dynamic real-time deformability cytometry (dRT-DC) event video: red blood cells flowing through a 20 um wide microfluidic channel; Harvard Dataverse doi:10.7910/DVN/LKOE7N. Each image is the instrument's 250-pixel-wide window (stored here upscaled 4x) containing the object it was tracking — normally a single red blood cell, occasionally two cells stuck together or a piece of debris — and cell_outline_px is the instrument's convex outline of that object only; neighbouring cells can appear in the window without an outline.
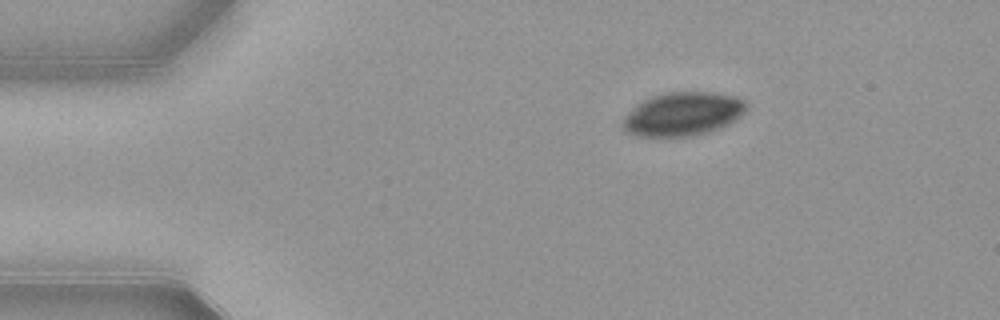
{"species": "common noctule bat (a hibernating species)", "species_latin": "Nyctalus noctula", "temperature_condition": "warm", "stored_images_in_passage": 45, "camera_frame_rate_fps": 3000, "um_per_image_px": 0.085, "animal": {"sex": "female", "body_mass_g": 21.9}, "frame": {"image": 1, "passage_image": 1, "time_ms": 0.0, "image_size_px": [1000, 320], "cell_outline_px": [[748, 104], [744, 112], [736, 120], [720, 128], [708, 132], [688, 136], [636, 136], [628, 132], [620, 124], [632, 108], [636, 104], [652, 96], [664, 92], [712, 92], [736, 96], [744, 100]], "centroid_in_image_um": [58.05, 9.68], "position_along_channel_um": 26.9, "area_um2": 31.39}}
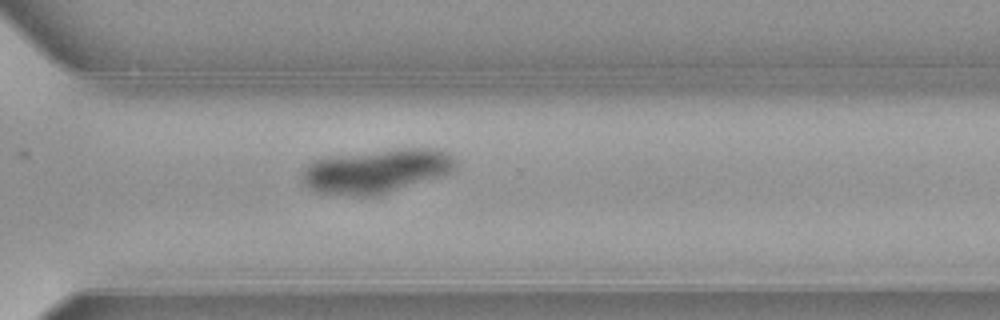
{"frame": {"image": 2, "passage_image": 30, "time_ms": 9.667, "image_size_px": [1000, 320], "cell_outline_px": [[452, 168], [448, 172], [380, 196], [348, 196], [312, 192], [304, 184], [300, 176], [300, 172], [312, 160], [328, 156], [400, 148], [436, 148], [448, 152], [452, 156]], "centroid_in_image_um": [31.85, 14.55], "position_along_channel_um": 338.8, "area_um2": 39.48}}
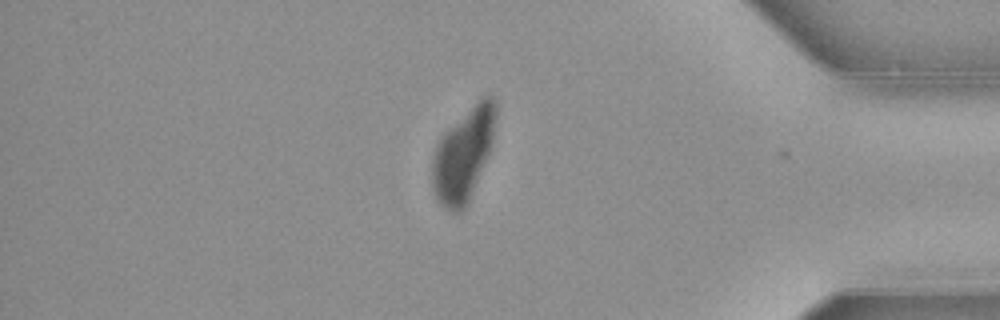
{"frame": {"image": 3, "passage_image": 37, "time_ms": 12.0, "image_size_px": [1000, 320], "cell_outline_px": [[496, 116], [492, 144], [468, 200], [464, 208], [460, 212], [452, 212], [444, 208], [436, 200], [432, 188], [432, 160], [436, 144], [444, 132], [480, 96], [488, 92], [496, 100]], "centroid_in_image_um": [39.38, 13.07], "position_along_channel_um": 395.8, "area_um2": 34.33}}